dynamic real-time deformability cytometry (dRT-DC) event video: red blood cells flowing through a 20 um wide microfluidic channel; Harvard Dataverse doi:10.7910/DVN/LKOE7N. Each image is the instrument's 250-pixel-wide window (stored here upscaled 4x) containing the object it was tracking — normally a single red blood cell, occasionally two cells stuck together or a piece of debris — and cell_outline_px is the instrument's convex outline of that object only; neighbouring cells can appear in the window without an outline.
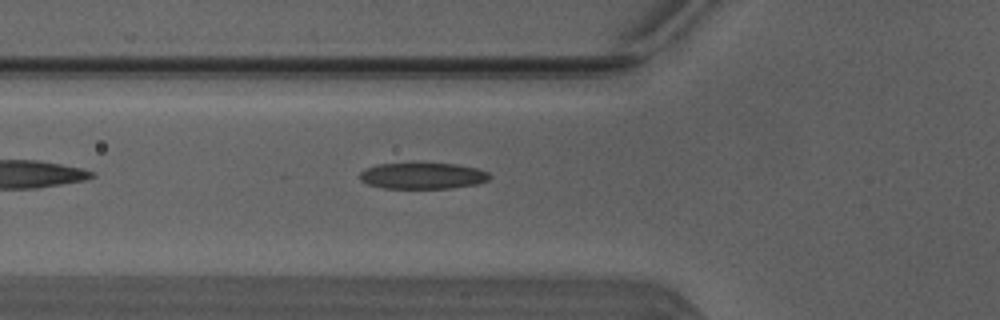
{"species": "Egyptian fruit bat (a non-hibernating species)", "species_latin": "Rousettus aegyptiacus", "temperature_condition": "warm", "stored_images_in_passage": 36, "camera_frame_rate_fps": 3000, "um_per_image_px": 0.085, "animal": {"sex": "male"}, "frame": {"image": 1, "passage_image": 4, "time_ms": 1.0, "image_size_px": [1000, 320], "cell_outline_px": [[492, 176], [488, 180], [476, 184], [452, 188], [384, 188], [368, 184], [360, 180], [360, 172], [364, 168], [376, 164], [412, 160], [420, 160], [456, 164], [476, 168], [488, 172]], "centroid_in_image_um": [35.88, 14.88], "position_along_channel_um": 89.9, "area_um2": 20.98}}
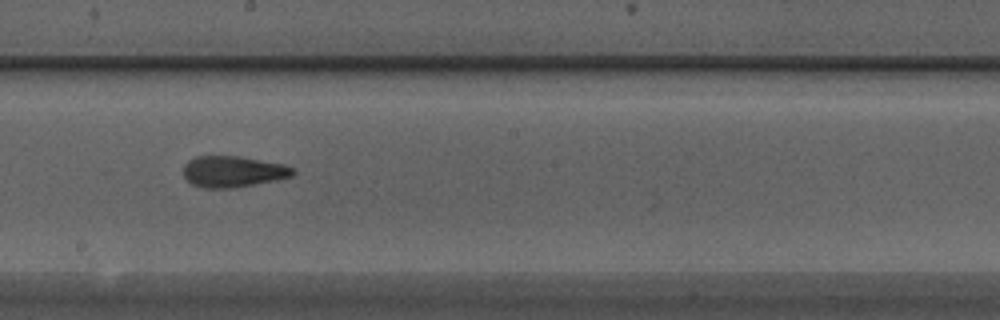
{"frame": {"image": 2, "passage_image": 14, "time_ms": 4.333, "image_size_px": [1000, 320], "cell_outline_px": [[296, 172], [292, 176], [276, 180], [236, 188], [204, 188], [192, 184], [184, 176], [184, 164], [188, 160], [196, 156], [240, 156], [284, 164], [296, 168]], "centroid_in_image_um": [19.84, 14.58], "position_along_channel_um": 228.4, "area_um2": 20.11}}
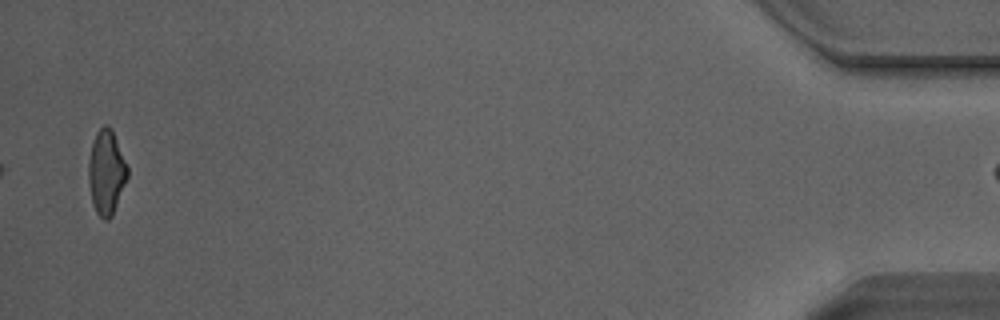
{"frame": {"image": 3, "passage_image": 35, "time_ms": 11.333, "image_size_px": [1000, 320], "cell_outline_px": [[128, 176], [112, 216], [108, 220], [104, 220], [96, 212], [92, 200], [88, 180], [88, 160], [92, 144], [96, 132], [104, 124], [108, 124], [112, 128], [128, 168]], "centroid_in_image_um": [9.03, 14.62], "position_along_channel_um": 426.2, "area_um2": 19.13}}